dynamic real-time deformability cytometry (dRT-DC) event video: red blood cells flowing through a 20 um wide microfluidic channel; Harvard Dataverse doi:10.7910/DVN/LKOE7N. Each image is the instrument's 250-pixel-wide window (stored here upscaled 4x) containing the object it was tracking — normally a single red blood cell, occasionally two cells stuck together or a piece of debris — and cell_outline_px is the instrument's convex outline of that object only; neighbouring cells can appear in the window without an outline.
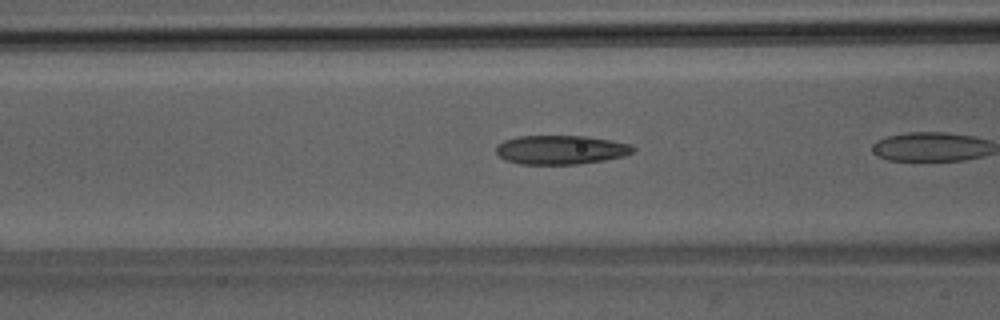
{"species": "Egyptian fruit bat (a non-hibernating species)", "species_latin": "Rousettus aegyptiacus", "temperature_condition": "room temperature", "stored_images_in_passage": 6, "camera_frame_rate_fps": 3000, "um_per_image_px": 0.085, "animal": {"sex": "male"}, "frame": {"image": 1, "passage_image": 5, "time_ms": 1.333, "image_size_px": [1000, 320], "cell_outline_px": [[636, 152], [624, 156], [604, 160], [580, 164], [520, 164], [504, 160], [496, 152], [496, 148], [504, 140], [516, 136], [584, 136], [612, 140], [632, 144], [636, 148]], "centroid_in_image_um": [47.72, 12.73], "position_along_channel_um": 118.9, "area_um2": 23.35}}